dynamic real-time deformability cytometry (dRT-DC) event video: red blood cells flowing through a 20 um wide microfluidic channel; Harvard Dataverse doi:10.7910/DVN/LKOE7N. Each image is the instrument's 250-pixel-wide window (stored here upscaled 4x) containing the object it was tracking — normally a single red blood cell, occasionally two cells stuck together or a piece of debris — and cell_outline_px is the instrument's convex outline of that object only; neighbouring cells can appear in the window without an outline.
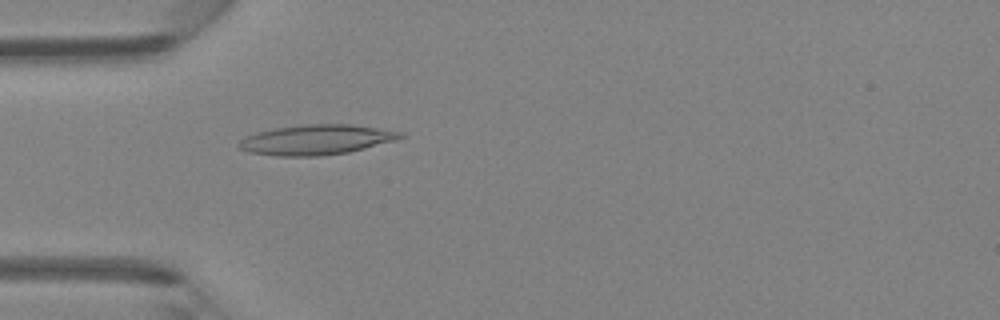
{"species": "Egyptian fruit bat (a non-hibernating species)", "species_latin": "Rousettus aegyptiacus", "temperature_condition": "room temperature", "stored_images_in_passage": 45, "camera_frame_rate_fps": 3000, "um_per_image_px": 0.085, "animal": {"sex": "female"}, "frame": {"image": 1, "passage_image": 14, "time_ms": 4.333, "image_size_px": [1000, 320], "cell_outline_px": [[404, 136], [396, 140], [348, 152], [320, 156], [280, 156], [248, 152], [240, 148], [236, 144], [240, 140], [248, 136], [260, 132], [276, 128], [300, 124], [352, 124], [404, 132]], "centroid_in_image_um": [26.9, 11.87], "position_along_channel_um": 58.1, "area_um2": 28.09}}
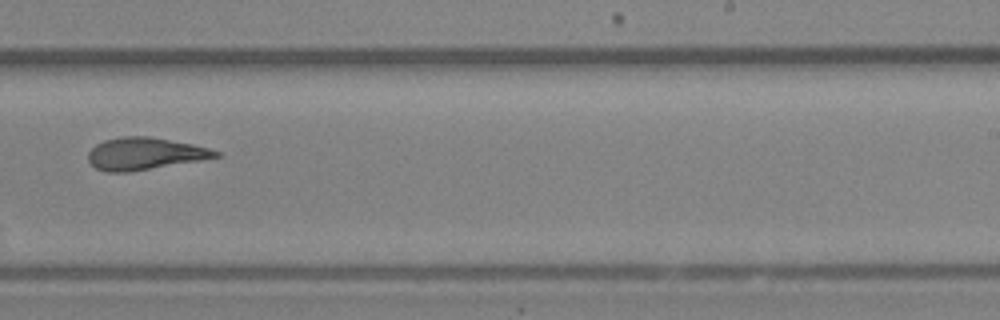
{"frame": {"image": 2, "passage_image": 29, "time_ms": 9.333, "image_size_px": [1000, 320], "cell_outline_px": [[220, 156], [200, 160], [128, 172], [108, 172], [96, 168], [88, 160], [88, 152], [96, 144], [104, 140], [124, 136], [148, 136], [192, 144], [208, 148], [220, 152]], "centroid_in_image_um": [12.27, 13.06], "position_along_channel_um": 276.7, "area_um2": 23.58}}
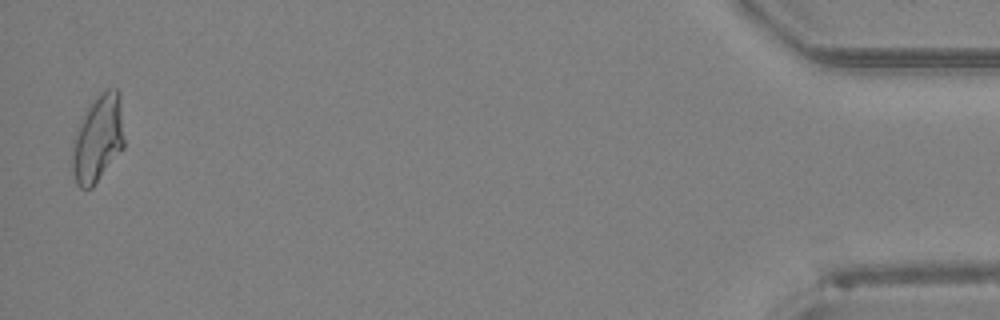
{"frame": {"image": 3, "passage_image": 45, "time_ms": 14.667, "image_size_px": [1000, 320], "cell_outline_px": [[124, 148], [92, 188], [80, 188], [76, 184], [72, 172], [72, 140], [76, 128], [88, 104], [92, 100], [108, 88], [116, 88], [120, 92], [124, 140]], "centroid_in_image_um": [8.31, 11.78], "position_along_channel_um": 426.9, "area_um2": 26.88}}